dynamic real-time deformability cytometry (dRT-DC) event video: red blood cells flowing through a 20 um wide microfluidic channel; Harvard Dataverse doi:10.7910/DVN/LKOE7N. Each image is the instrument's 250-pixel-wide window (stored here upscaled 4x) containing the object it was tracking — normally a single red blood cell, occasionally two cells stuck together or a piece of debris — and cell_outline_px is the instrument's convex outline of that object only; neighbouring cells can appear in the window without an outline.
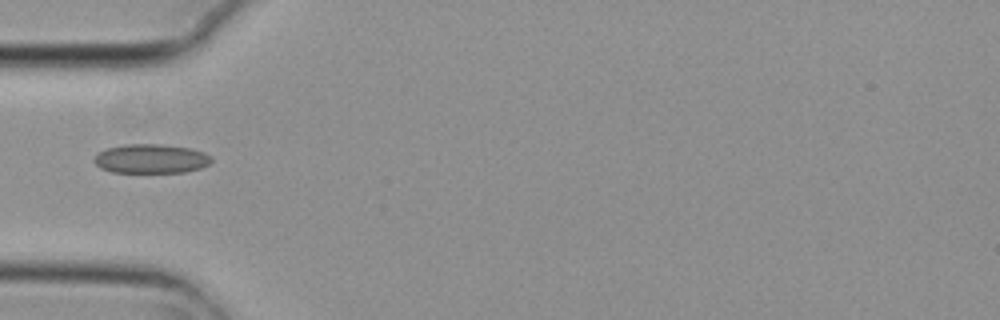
{"species": "common noctule bat (a hibernating species)", "species_latin": "Nyctalus noctula", "temperature_condition": "cold", "stored_images_in_passage": 3, "camera_frame_rate_fps": 3000, "um_per_image_px": 0.085, "animal": {"sex": "female", "body_mass_g": 29.2, "forearm_length_mm": 56.3}, "frame": {"image": 1, "passage_image": 3, "time_ms": 0.667, "image_size_px": [1000, 320], "cell_outline_px": [[212, 160], [208, 164], [200, 168], [184, 172], [112, 172], [100, 168], [92, 160], [100, 152], [108, 148], [124, 144], [160, 144], [188, 148], [204, 152], [212, 156]], "centroid_in_image_um": [12.83, 13.49], "position_along_channel_um": 72.2, "area_um2": 19.83}}